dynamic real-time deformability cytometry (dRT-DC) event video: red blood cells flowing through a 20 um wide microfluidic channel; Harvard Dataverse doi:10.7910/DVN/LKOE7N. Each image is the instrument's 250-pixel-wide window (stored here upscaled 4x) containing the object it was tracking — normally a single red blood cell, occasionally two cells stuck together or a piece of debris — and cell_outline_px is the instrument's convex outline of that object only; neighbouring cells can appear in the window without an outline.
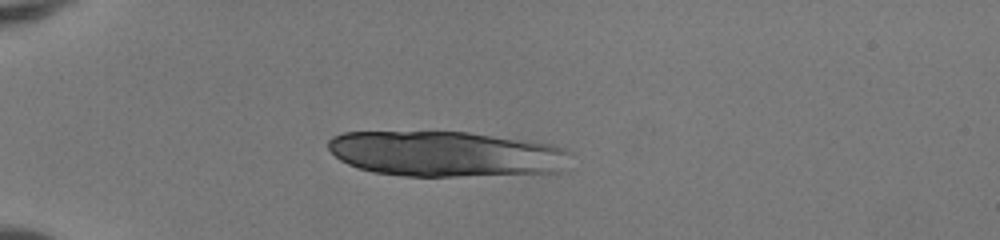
{"species": "human", "species_latin": "Homo sapiens", "temperature_condition": "room temperature", "stored_images_in_passage": 45, "camera_frame_rate_fps": 3000, "um_per_image_px": 0.085, "donor": {"sex": "female"}, "frame": {"image": 1, "passage_image": 10, "time_ms": 3.0, "image_size_px": [1000, 240], "cell_outline_px": [[572, 152], [568, 172], [456, 176], [404, 176], [372, 172], [348, 164], [340, 160], [328, 148], [328, 140], [332, 136], [344, 132], [468, 132], [532, 140], [552, 144], [564, 148]], "centroid_in_image_um": [38.03, 13.08], "position_along_channel_um": 47.0, "area_um2": 65.08}}